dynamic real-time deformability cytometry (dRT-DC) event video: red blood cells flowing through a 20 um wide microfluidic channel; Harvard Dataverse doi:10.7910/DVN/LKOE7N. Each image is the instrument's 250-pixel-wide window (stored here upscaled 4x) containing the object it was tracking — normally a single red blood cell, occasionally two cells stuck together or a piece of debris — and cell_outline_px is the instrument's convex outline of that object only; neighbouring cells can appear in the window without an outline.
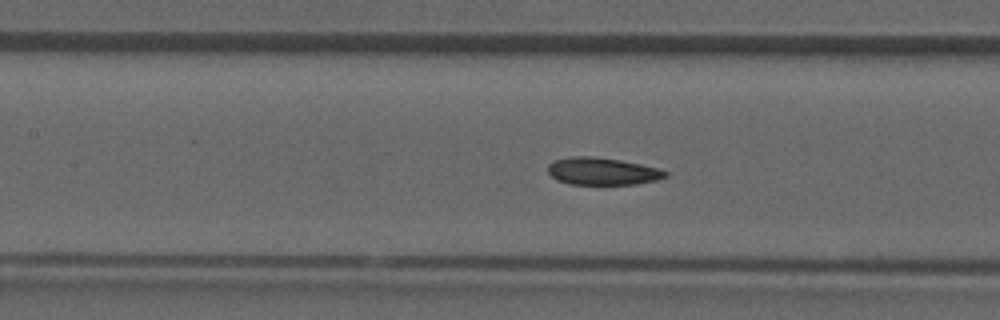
{"species": "common noctule bat (a hibernating species)", "species_latin": "Nyctalus noctula", "temperature_condition": "room temperature", "stored_images_in_passage": 47, "camera_frame_rate_fps": 3000, "um_per_image_px": 0.085, "animal": {"sex": "male", "forearm_length_mm": 52.5}, "frame": {"image": 1, "passage_image": 21, "time_ms": 6.667, "image_size_px": [1000, 320], "cell_outline_px": [[668, 176], [656, 180], [636, 184], [568, 184], [556, 180], [548, 172], [548, 164], [556, 160], [572, 156], [592, 156], [620, 160], [660, 168], [668, 172]], "centroid_in_image_um": [51.21, 14.56], "position_along_channel_um": 156.2, "area_um2": 18.73}}